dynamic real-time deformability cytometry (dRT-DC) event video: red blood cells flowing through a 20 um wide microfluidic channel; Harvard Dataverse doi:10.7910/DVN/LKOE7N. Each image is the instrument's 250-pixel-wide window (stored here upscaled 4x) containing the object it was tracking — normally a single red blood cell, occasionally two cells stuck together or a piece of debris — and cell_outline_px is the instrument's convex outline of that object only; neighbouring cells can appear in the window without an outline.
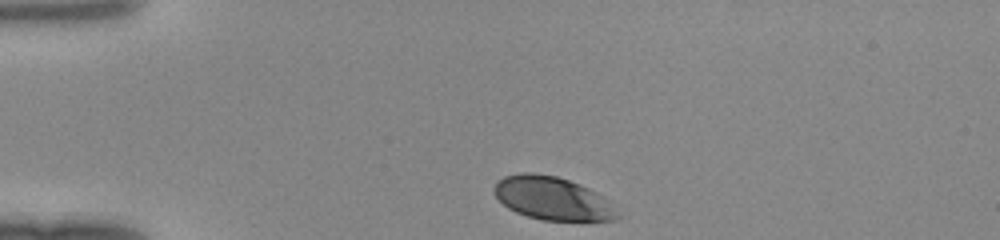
{"species": "human", "species_latin": "Homo sapiens", "temperature_condition": "room temperature", "stored_images_in_passage": 30, "camera_frame_rate_fps": 3000, "um_per_image_px": 0.085, "donor": {"sex": "female"}, "frame": {"image": 1, "passage_image": 1, "time_ms": 0.0, "image_size_px": [1000, 240], "cell_outline_px": [[620, 216], [616, 220], [544, 220], [528, 216], [516, 212], [508, 208], [496, 196], [492, 188], [496, 180], [504, 176], [520, 172], [532, 172], [556, 176], [580, 184], [604, 196]], "centroid_in_image_um": [46.92, 16.84], "position_along_channel_um": 38.1, "area_um2": 30.92}}
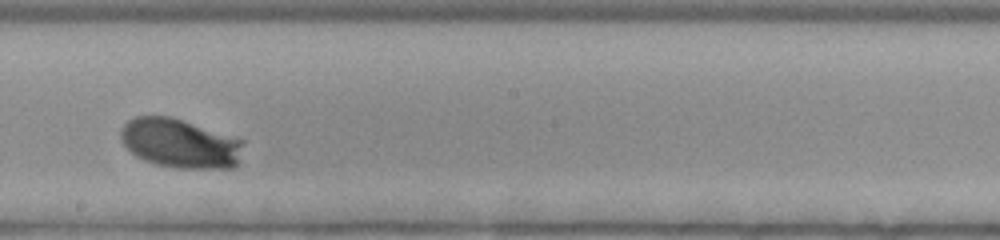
{"frame": {"image": 2, "passage_image": 18, "time_ms": 5.667, "image_size_px": [1000, 240], "cell_outline_px": [[244, 140], [236, 168], [176, 168], [156, 164], [144, 160], [136, 156], [124, 144], [120, 136], [120, 128], [128, 120], [136, 116], [172, 116]], "centroid_in_image_um": [15.29, 12.18], "position_along_channel_um": 232.9, "area_um2": 35.2}}
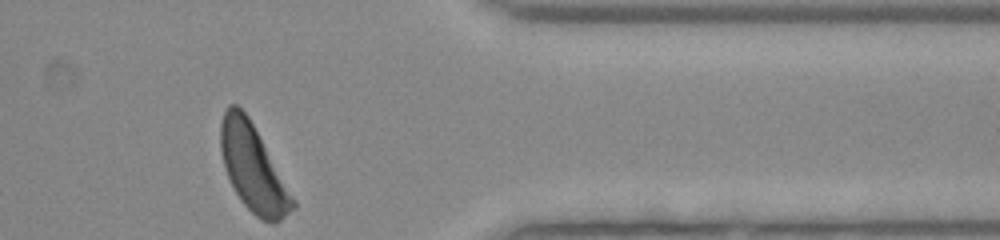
{"frame": {"image": 3, "passage_image": 30, "time_ms": 9.667, "image_size_px": [1000, 240], "cell_outline_px": [[296, 208], [276, 224], [272, 224], [260, 220], [240, 200], [224, 168], [220, 152], [220, 124], [224, 112], [228, 104], [236, 104], [248, 116], [296, 200]], "centroid_in_image_um": [21.51, 14.32], "position_along_channel_um": 389.9, "area_um2": 36.3}}